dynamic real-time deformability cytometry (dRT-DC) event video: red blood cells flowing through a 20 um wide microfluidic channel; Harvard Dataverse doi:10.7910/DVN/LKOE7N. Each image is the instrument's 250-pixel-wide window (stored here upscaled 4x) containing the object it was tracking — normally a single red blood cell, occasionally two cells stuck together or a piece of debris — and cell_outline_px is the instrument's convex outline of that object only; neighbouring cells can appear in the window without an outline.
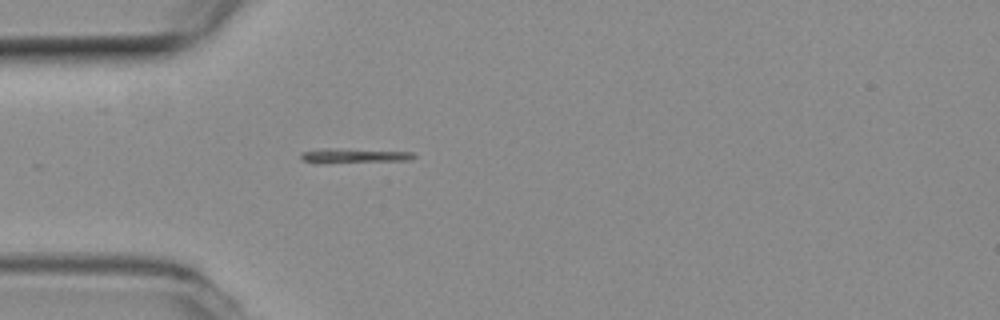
{"species": "common noctule bat (a hibernating species)", "species_latin": "Nyctalus noctula", "temperature_condition": "room temperature", "stored_images_in_passage": 5, "camera_frame_rate_fps": 3000, "um_per_image_px": 0.085, "animal": {"sex": "female", "body_mass_g": 19.3, "forearm_length_mm": 54.1}, "frame": {"image": 1, "passage_image": 5, "time_ms": 1.333, "image_size_px": [1000, 320], "cell_outline_px": [[416, 156], [412, 160], [316, 164], [300, 160], [300, 152], [320, 148], [336, 148], [412, 152]], "centroid_in_image_um": [29.97, 13.25], "position_along_channel_um": 55.0, "area_um2": 10.06}}